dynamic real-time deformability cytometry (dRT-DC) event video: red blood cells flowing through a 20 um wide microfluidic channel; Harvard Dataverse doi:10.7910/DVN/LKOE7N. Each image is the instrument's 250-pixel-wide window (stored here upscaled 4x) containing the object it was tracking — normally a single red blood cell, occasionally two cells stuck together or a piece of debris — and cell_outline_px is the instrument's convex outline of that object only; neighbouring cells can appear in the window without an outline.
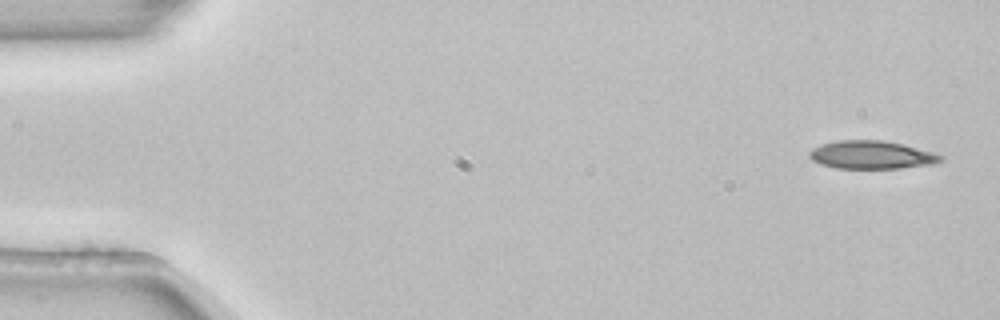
{"species": "common noctule bat (a hibernating species)", "species_latin": "Nyctalus noctula", "temperature_condition": "room temperature", "stored_images_in_passage": 4, "camera_frame_rate_fps": 3000, "um_per_image_px": 0.085, "animal": {"sex": "female", "body_mass_g": 22.7, "forearm_length_mm": 54.2}, "frame": {"image": 1, "passage_image": 1, "time_ms": 0.0, "image_size_px": [1000, 320], "cell_outline_px": [[944, 160], [936, 164], [900, 168], [836, 168], [820, 164], [812, 160], [808, 156], [808, 152], [812, 148], [820, 144], [836, 140], [884, 140], [904, 144], [932, 152], [944, 156]], "centroid_in_image_um": [74.08, 13.16], "position_along_channel_um": 10.9, "area_um2": 21.79}}
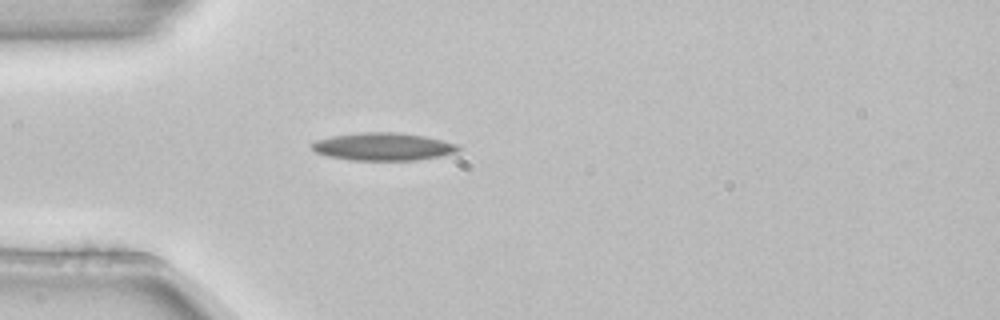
{"frame": {"image": 2, "passage_image": 4, "time_ms": 1.0, "image_size_px": [1000, 320], "cell_outline_px": [[460, 152], [440, 156], [416, 160], [352, 160], [328, 156], [316, 152], [308, 144], [316, 140], [332, 136], [360, 132], [400, 132], [424, 136], [444, 140], [456, 144], [460, 148]], "centroid_in_image_um": [32.58, 12.46], "position_along_channel_um": 52.4, "area_um2": 23.81}}